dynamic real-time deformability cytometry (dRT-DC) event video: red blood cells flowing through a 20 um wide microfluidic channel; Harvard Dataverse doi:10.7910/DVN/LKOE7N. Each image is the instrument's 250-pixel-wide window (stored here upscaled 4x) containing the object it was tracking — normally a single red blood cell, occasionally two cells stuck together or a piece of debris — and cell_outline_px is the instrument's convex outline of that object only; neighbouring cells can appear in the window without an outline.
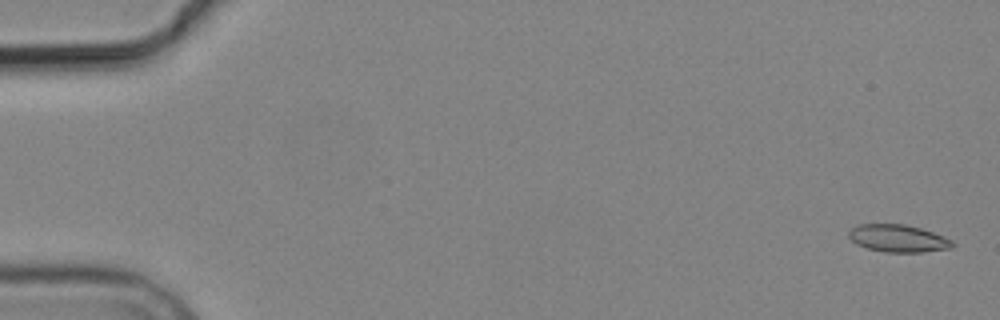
{"species": "common noctule bat (a hibernating species)", "species_latin": "Nyctalus noctula", "temperature_condition": "cold", "stored_images_in_passage": 8, "camera_frame_rate_fps": 3000, "um_per_image_px": 0.085, "animal": {"sex": "male", "body_mass_g": 19.2, "forearm_length_mm": 51.8}, "frame": {"image": 1, "passage_image": 1, "time_ms": 0.0, "image_size_px": [1000, 320], "cell_outline_px": [[956, 244], [952, 248], [924, 252], [884, 252], [868, 248], [856, 244], [848, 236], [848, 232], [856, 224], [904, 224], [920, 228], [944, 236], [952, 240]], "centroid_in_image_um": [76.35, 20.26], "position_along_channel_um": 8.6, "area_um2": 16.65}}
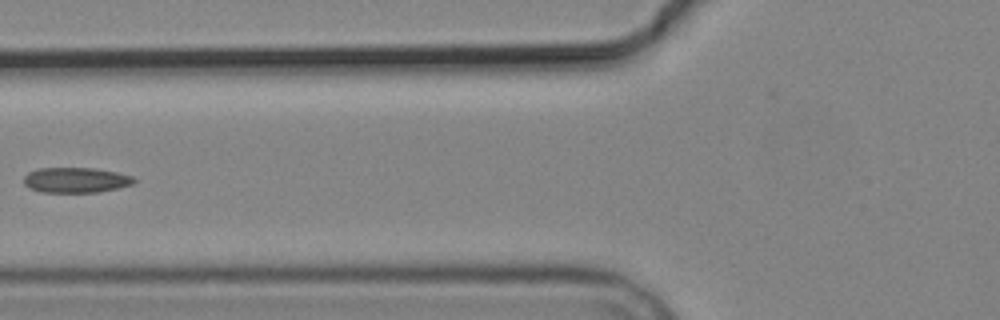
{"frame": {"image": 2, "passage_image": 7, "time_ms": 7.0, "image_size_px": [1000, 320], "cell_outline_px": [[136, 180], [132, 184], [120, 188], [96, 192], [40, 192], [28, 188], [24, 184], [24, 176], [28, 172], [40, 168], [92, 168], [116, 172], [132, 176]], "centroid_in_image_um": [6.42, 15.31], "position_along_channel_um": 119.4, "area_um2": 16.24}}
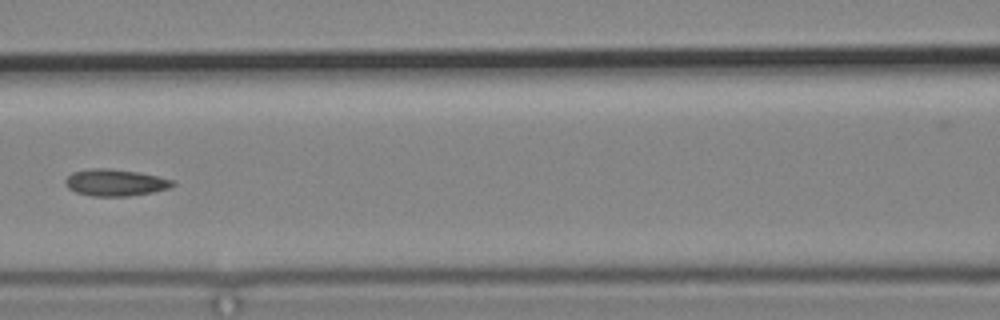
{"frame": {"image": 3, "passage_image": 8, "time_ms": 8.0, "image_size_px": [1000, 320], "cell_outline_px": [[176, 184], [168, 188], [152, 192], [128, 196], [92, 196], [76, 192], [68, 188], [64, 184], [64, 180], [72, 172], [92, 168], [108, 168], [140, 172], [172, 180]], "centroid_in_image_um": [9.76, 15.51], "position_along_channel_um": 156.8, "area_um2": 16.7}}